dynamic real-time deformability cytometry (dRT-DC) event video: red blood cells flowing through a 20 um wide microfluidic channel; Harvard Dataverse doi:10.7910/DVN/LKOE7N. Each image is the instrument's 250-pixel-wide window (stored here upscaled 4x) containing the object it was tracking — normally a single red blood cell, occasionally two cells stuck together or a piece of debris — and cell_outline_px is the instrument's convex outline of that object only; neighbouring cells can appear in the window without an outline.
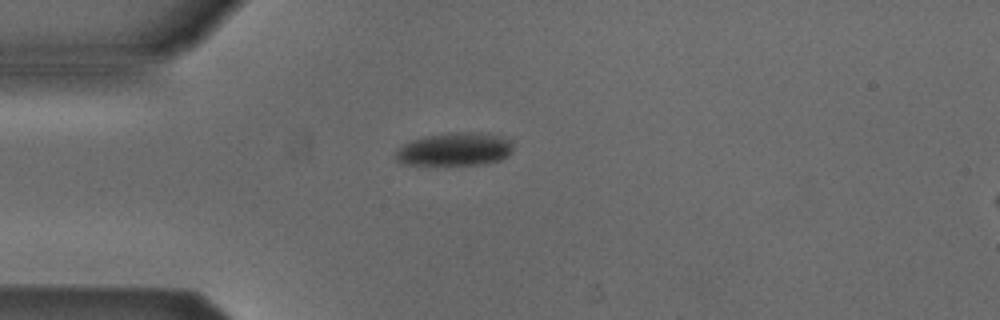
{"species": "Egyptian fruit bat (a non-hibernating species)", "species_latin": "Rousettus aegyptiacus", "temperature_condition": "cold", "stored_images_in_passage": 4, "camera_frame_rate_fps": 3000, "um_per_image_px": 0.085, "animal": {"sex": "male"}, "frame": {"image": 1, "passage_image": 3, "time_ms": 0.667, "image_size_px": [1000, 320], "cell_outline_px": [[512, 152], [508, 156], [500, 160], [484, 164], [400, 164], [396, 160], [396, 152], [404, 144], [412, 140], [428, 136], [448, 132], [488, 132], [512, 140]], "centroid_in_image_um": [38.71, 12.67], "position_along_channel_um": 46.3, "area_um2": 22.72}}